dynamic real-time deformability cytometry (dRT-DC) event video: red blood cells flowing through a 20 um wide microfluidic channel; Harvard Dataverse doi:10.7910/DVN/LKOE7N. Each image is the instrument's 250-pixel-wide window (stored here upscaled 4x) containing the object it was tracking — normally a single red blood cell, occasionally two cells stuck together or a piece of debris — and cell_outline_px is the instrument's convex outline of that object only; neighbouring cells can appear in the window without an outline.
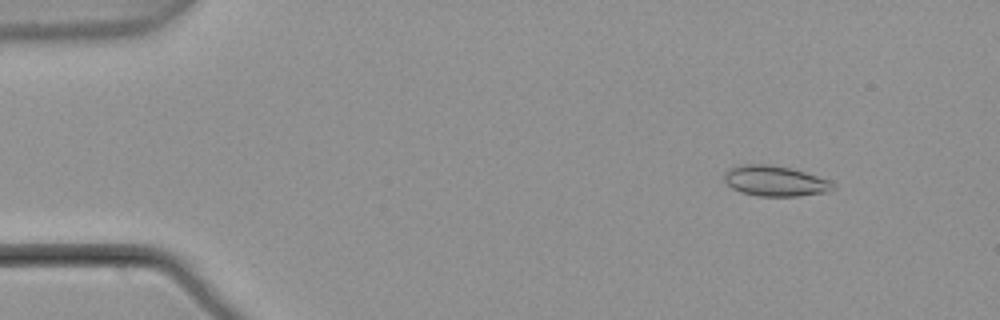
{"species": "common noctule bat (a hibernating species)", "species_latin": "Nyctalus noctula", "temperature_condition": "warm", "stored_images_in_passage": 5, "camera_frame_rate_fps": 3000, "um_per_image_px": 0.085, "animal": {"sex": "male", "body_mass_g": 21.5, "forearm_length_mm": 52.0}, "frame": {"image": 1, "passage_image": 2, "time_ms": 0.333, "image_size_px": [1000, 320], "cell_outline_px": [[836, 188], [828, 192], [796, 196], [760, 196], [740, 192], [732, 188], [724, 180], [724, 172], [728, 168], [744, 164], [768, 164], [788, 168], [804, 172], [832, 180], [836, 184]], "centroid_in_image_um": [65.91, 15.39], "position_along_channel_um": 19.1, "area_um2": 19.42}}